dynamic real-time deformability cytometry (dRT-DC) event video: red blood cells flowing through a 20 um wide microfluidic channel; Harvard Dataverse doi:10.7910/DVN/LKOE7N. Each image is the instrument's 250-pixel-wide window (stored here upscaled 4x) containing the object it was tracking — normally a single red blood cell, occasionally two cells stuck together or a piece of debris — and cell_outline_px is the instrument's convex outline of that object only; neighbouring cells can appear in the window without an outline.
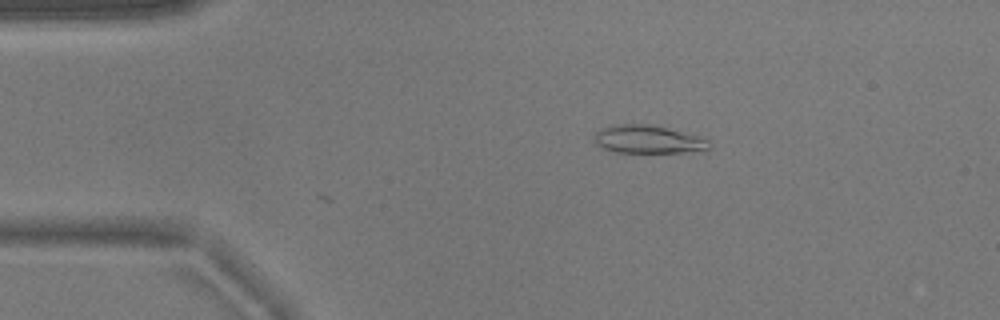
{"species": "common noctule bat (a hibernating species)", "species_latin": "Nyctalus noctula", "temperature_condition": "warm", "stored_images_in_passage": 2, "camera_frame_rate_fps": 3000, "um_per_image_px": 0.085, "animal": {"sex": "male", "body_mass_g": 17.9}, "frame": {"image": 1, "passage_image": 1, "time_ms": 0.0, "image_size_px": [1000, 320], "cell_outline_px": [[712, 148], [708, 152], [612, 152], [596, 144], [592, 140], [596, 132], [600, 128], [616, 124], [648, 124], [696, 136], [708, 140]], "centroid_in_image_um": [55.08, 11.87], "position_along_channel_um": 29.9, "area_um2": 18.84}}